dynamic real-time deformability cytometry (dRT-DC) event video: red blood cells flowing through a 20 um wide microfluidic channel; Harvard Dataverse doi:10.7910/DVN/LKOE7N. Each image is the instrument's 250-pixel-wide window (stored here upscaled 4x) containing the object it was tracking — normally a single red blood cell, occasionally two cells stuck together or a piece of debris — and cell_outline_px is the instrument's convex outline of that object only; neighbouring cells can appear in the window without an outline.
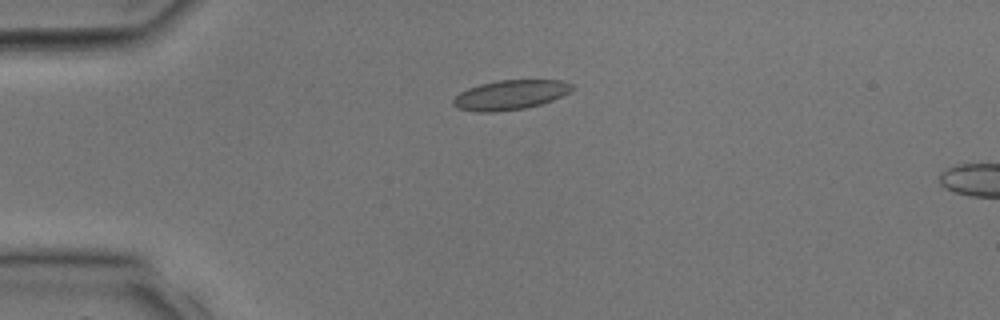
{"species": "common noctule bat (a hibernating species)", "species_latin": "Nyctalus noctula", "temperature_condition": "room temperature", "stored_images_in_passage": 12, "camera_frame_rate_fps": 3000, "um_per_image_px": 0.085, "animal": {"sex": "male", "body_mass_g": 17.9, "forearm_length_mm": 54.2}, "frame": {"image": 1, "passage_image": 9, "time_ms": 2.667, "image_size_px": [1000, 320], "cell_outline_px": [[572, 88], [568, 92], [552, 100], [540, 104], [524, 108], [496, 112], [476, 112], [456, 108], [452, 104], [452, 100], [460, 92], [468, 88], [480, 84], [500, 80], [560, 80], [572, 84]], "centroid_in_image_um": [43.31, 8.07], "position_along_channel_um": 41.7, "area_um2": 20.35}}